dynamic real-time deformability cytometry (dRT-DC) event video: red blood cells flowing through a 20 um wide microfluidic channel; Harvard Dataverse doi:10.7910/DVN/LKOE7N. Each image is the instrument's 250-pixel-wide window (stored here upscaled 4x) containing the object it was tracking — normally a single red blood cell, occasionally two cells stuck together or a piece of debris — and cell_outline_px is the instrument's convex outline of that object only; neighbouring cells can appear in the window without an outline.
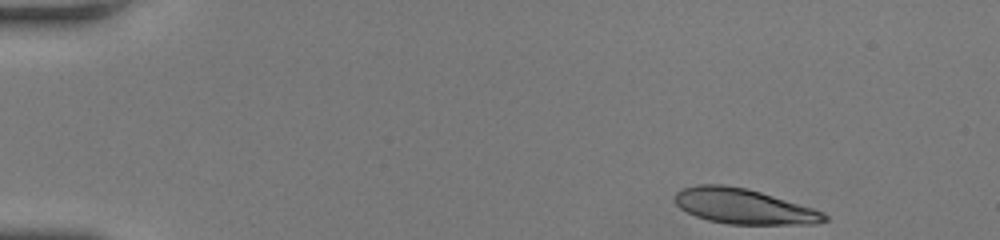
{"species": "human", "species_latin": "Homo sapiens", "temperature_condition": "room temperature", "stored_images_in_passage": 49, "camera_frame_rate_fps": 3000, "um_per_image_px": 0.085, "donor": {"sex": "female"}, "frame": {"image": 1, "passage_image": 1, "time_ms": 0.0, "image_size_px": [1000, 240], "cell_outline_px": [[828, 220], [816, 224], [728, 224], [708, 220], [696, 216], [680, 208], [676, 204], [676, 192], [680, 188], [696, 184], [724, 184], [748, 188], [812, 208], [824, 212], [828, 216]], "centroid_in_image_um": [63.2, 17.53], "position_along_channel_um": 21.8, "area_um2": 30.69}}
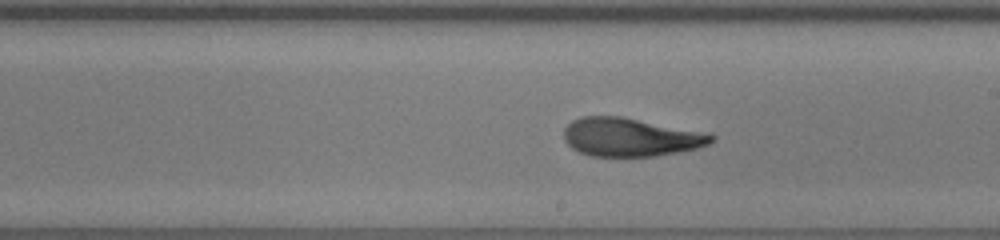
{"frame": {"image": 2, "passage_image": 27, "time_ms": 8.667, "image_size_px": [1000, 240], "cell_outline_px": [[716, 140], [708, 144], [696, 148], [656, 156], [592, 156], [580, 152], [572, 148], [564, 140], [564, 128], [572, 120], [580, 116], [620, 116], [712, 132], [716, 136]], "centroid_in_image_um": [53.65, 11.64], "position_along_channel_um": 235.4, "area_um2": 33.47}}
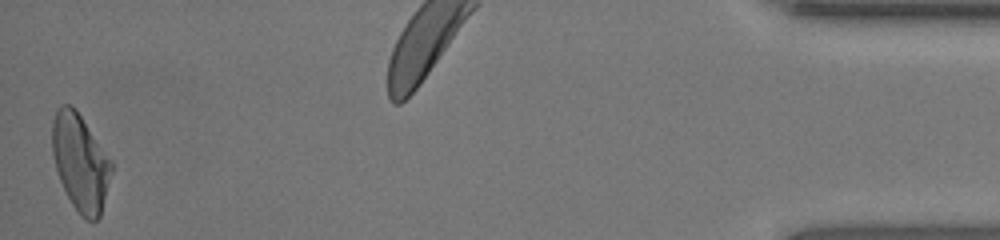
{"frame": {"image": 3, "passage_image": 49, "time_ms": 16.0, "image_size_px": [1000, 240], "cell_outline_px": [[112, 172], [100, 216], [96, 220], [84, 220], [80, 216], [72, 204], [60, 180], [56, 168], [52, 152], [52, 120], [56, 108], [60, 104], [72, 104], [76, 108], [112, 160]], "centroid_in_image_um": [6.82, 13.76], "position_along_channel_um": 428.4, "area_um2": 33.64}, "authors_computed_cell_mechanics": {"area_um2": 33.1194, "velocity_mm_per_s": 3.8015, "shape_relaxation_time_tau1_ms": 7.3021, "shape_relaxation_time_tau2_ms": 1.6223, "deformation_change_tau1": 0.249, "deformation_change_tau2": 0.0846}}